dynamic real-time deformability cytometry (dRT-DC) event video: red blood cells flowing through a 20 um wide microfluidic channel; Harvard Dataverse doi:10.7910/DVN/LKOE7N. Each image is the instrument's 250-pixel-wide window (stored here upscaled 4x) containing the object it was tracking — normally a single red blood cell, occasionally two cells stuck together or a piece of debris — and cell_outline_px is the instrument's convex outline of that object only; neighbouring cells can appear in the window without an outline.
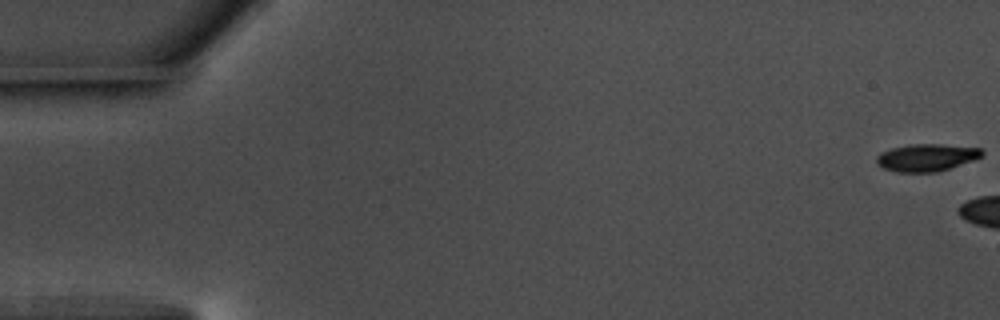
{"species": "common noctule bat (a hibernating species)", "species_latin": "Nyctalus noctula", "temperature_condition": "warm", "stored_images_in_passage": 13, "camera_frame_rate_fps": 3000, "um_per_image_px": 0.085, "animal": {"sex": "male", "body_mass_g": 17.5, "forearm_length_mm": 52.3}, "frame": {"image": 1, "passage_image": 1, "time_ms": 0.0, "image_size_px": [1000, 320], "cell_outline_px": [[984, 156], [936, 172], [896, 172], [884, 168], [876, 164], [876, 156], [880, 152], [892, 148], [908, 144], [940, 144], [980, 148], [984, 152]], "centroid_in_image_um": [78.72, 13.38], "position_along_channel_um": 6.3, "area_um2": 16.76}}